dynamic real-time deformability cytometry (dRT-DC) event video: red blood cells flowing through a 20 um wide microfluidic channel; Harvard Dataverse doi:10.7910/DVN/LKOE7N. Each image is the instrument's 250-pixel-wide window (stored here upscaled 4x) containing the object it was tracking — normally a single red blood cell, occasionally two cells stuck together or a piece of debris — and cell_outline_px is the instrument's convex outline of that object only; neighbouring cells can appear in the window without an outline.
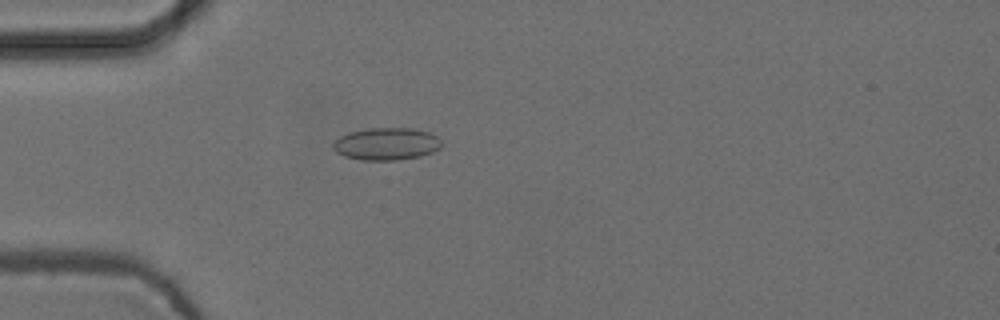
{"species": "common noctule bat (a hibernating species)", "species_latin": "Nyctalus noctula", "temperature_condition": "cold", "stored_images_in_passage": 42, "camera_frame_rate_fps": 3000, "um_per_image_px": 0.085, "animal": {"sex": "female", "body_mass_g": 24.6, "forearm_length_mm": 56.2}, "frame": {"image": 1, "passage_image": 3, "time_ms": 0.667, "image_size_px": [1000, 320], "cell_outline_px": [[440, 148], [432, 152], [420, 156], [400, 160], [364, 160], [344, 156], [336, 152], [332, 148], [332, 144], [340, 136], [348, 132], [368, 128], [412, 128], [428, 132], [436, 136], [440, 140]], "centroid_in_image_um": [32.82, 12.23], "position_along_channel_um": 52.2, "area_um2": 20.46}}
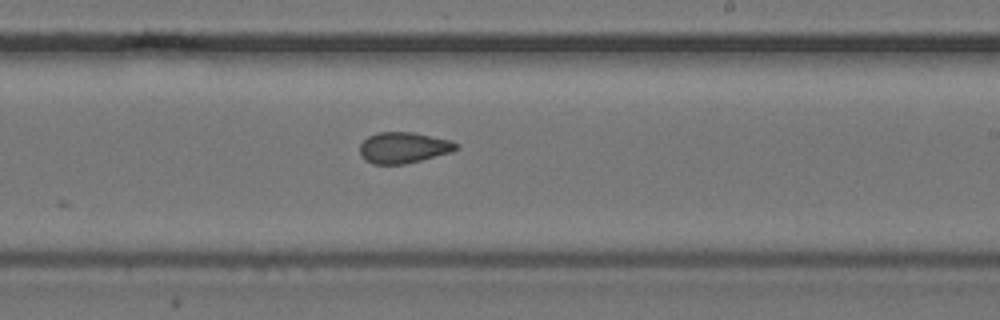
{"frame": {"image": 2, "passage_image": 20, "time_ms": 6.333, "image_size_px": [1000, 320], "cell_outline_px": [[460, 148], [452, 152], [404, 164], [372, 164], [364, 160], [360, 156], [360, 144], [368, 136], [376, 132], [412, 132], [452, 140], [460, 144]], "centroid_in_image_um": [34.31, 12.54], "position_along_channel_um": 254.7, "area_um2": 17.63}}
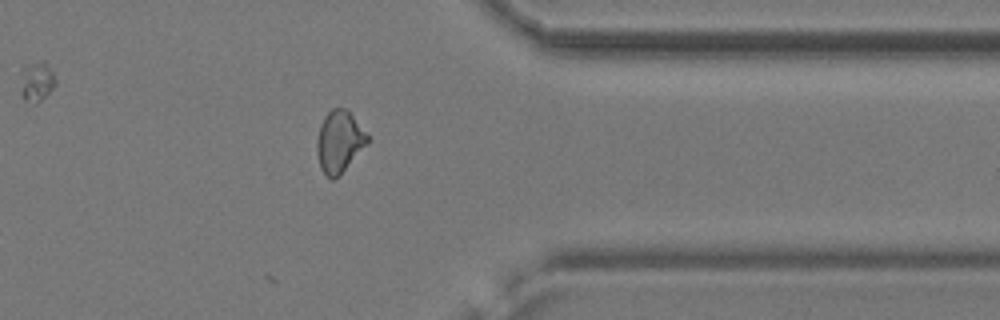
{"frame": {"image": 3, "passage_image": 31, "time_ms": 10.0, "image_size_px": [1000, 320], "cell_outline_px": [[368, 144], [340, 176], [332, 180], [320, 168], [316, 152], [316, 140], [320, 124], [324, 116], [332, 108], [348, 108], [368, 136]], "centroid_in_image_um": [28.83, 12.04], "position_along_channel_um": 382.6, "area_um2": 18.5}, "authors_computed_cell_mechanics": {"area_um2": 17.7735, "velocity_mm_per_s": 3.7497, "shape_relaxation_time_tau1_ms": null, "shape_relaxation_time_tau2_ms": 3.3476, "deformation_change_tau1": null, "deformation_change_tau2": 0.0958}}